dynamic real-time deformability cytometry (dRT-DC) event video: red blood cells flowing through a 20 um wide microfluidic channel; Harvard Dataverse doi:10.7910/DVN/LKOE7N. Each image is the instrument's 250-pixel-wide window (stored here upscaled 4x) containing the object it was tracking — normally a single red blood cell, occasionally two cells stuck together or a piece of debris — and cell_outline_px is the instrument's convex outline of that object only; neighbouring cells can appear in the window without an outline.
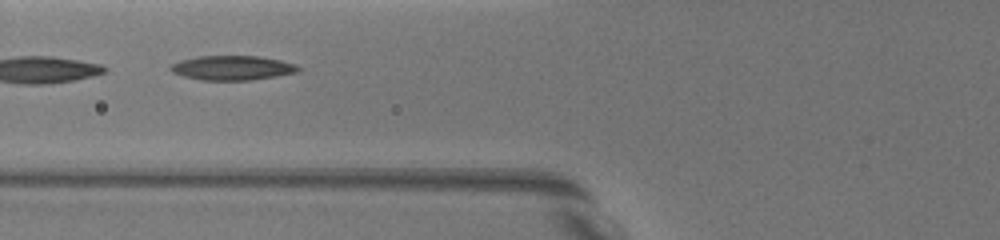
{"species": "common noctule bat (a hibernating species)", "species_latin": "Nyctalus noctula", "temperature_condition": "warm", "stored_images_in_passage": 9, "camera_frame_rate_fps": 3000, "um_per_image_px": 0.085, "animal": {"sex": "female", "body_mass_g": 19.5, "forearm_length_mm": 54.1}, "frame": {"image": 1, "passage_image": 4, "time_ms": 3.333, "image_size_px": [1000, 240], "cell_outline_px": [[300, 68], [296, 72], [276, 76], [248, 80], [200, 80], [184, 76], [172, 72], [168, 68], [172, 64], [180, 60], [196, 56], [260, 56], [280, 60], [296, 64]], "centroid_in_image_um": [19.71, 5.76], "position_along_channel_um": 106.1, "area_um2": 18.15}}
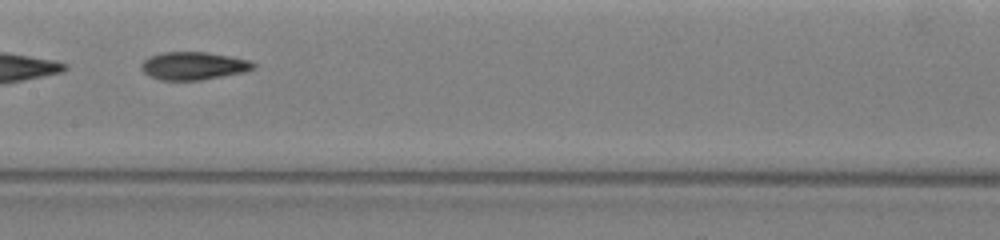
{"frame": {"image": 2, "passage_image": 6, "time_ms": 5.667, "image_size_px": [1000, 240], "cell_outline_px": [[256, 68], [240, 72], [200, 80], [160, 80], [148, 76], [140, 68], [140, 64], [148, 56], [164, 52], [204, 52], [232, 56], [248, 60], [256, 64]], "centroid_in_image_um": [16.39, 5.59], "position_along_channel_um": 191.0, "area_um2": 18.15}}